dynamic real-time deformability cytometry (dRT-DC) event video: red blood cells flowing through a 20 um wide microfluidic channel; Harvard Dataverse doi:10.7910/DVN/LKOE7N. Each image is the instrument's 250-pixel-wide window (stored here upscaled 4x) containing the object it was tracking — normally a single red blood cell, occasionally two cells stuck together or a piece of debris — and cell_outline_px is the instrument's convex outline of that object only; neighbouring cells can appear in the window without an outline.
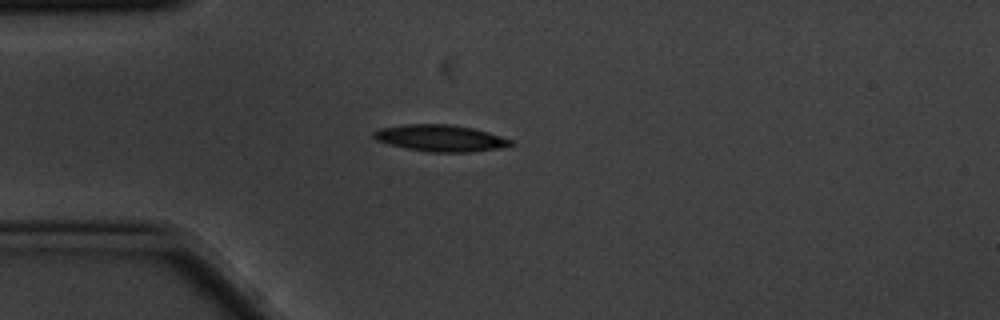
{"species": "common noctule bat (a hibernating species)", "species_latin": "Nyctalus noctula", "temperature_condition": "cold", "stored_images_in_passage": 9, "camera_frame_rate_fps": 3000, "um_per_image_px": 0.085, "animal": {"sex": "male", "body_mass_g": 20.1, "forearm_length_mm": 53.5}, "frame": {"image": 1, "passage_image": 3, "time_ms": 0.667, "image_size_px": [1000, 320], "cell_outline_px": [[512, 144], [500, 148], [472, 152], [428, 152], [388, 144], [376, 140], [372, 136], [372, 132], [380, 128], [404, 124], [448, 124], [472, 128], [488, 132], [512, 140]], "centroid_in_image_um": [37.4, 11.74], "position_along_channel_um": 47.6, "area_um2": 21.15}}